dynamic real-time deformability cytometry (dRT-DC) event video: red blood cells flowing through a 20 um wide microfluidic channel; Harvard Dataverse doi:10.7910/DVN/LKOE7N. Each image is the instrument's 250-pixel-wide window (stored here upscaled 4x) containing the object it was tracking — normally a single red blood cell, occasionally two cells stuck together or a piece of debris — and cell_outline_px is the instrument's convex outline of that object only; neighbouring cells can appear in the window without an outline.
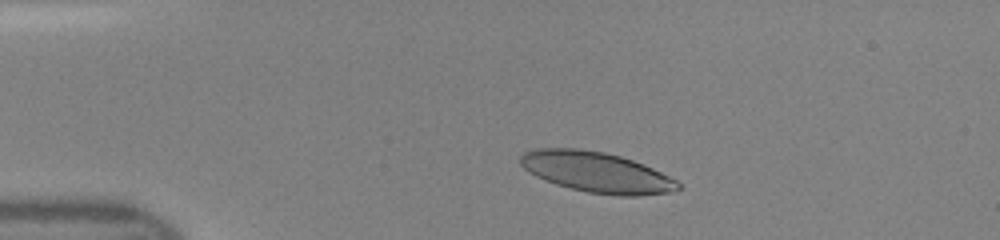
{"species": "human", "species_latin": "Homo sapiens", "temperature_condition": "room temperature", "stored_images_in_passage": 35, "camera_frame_rate_fps": 3000, "um_per_image_px": 0.085, "donor": {"sex": "female"}, "frame": {"image": 1, "passage_image": 6, "time_ms": 1.667, "image_size_px": [1000, 240], "cell_outline_px": [[680, 188], [672, 192], [640, 196], [620, 196], [588, 192], [556, 184], [536, 176], [528, 172], [520, 164], [520, 156], [524, 152], [536, 148], [580, 148], [604, 152], [620, 156], [644, 164], [676, 180], [680, 184]], "centroid_in_image_um": [50.7, 14.63], "position_along_channel_um": 34.3, "area_um2": 37.17}}
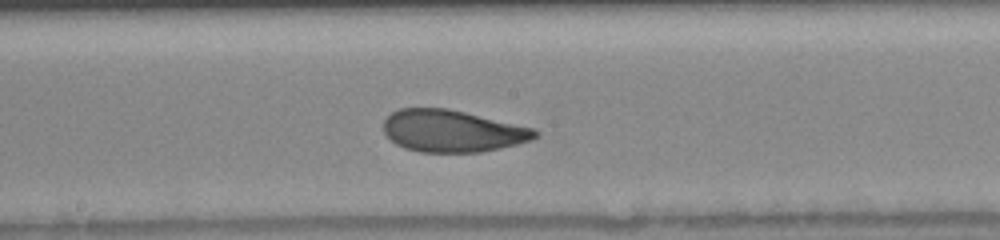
{"frame": {"image": 2, "passage_image": 22, "time_ms": 7.0, "image_size_px": [1000, 240], "cell_outline_px": [[540, 136], [532, 140], [500, 148], [480, 152], [420, 152], [404, 148], [396, 144], [384, 132], [384, 120], [392, 112], [400, 108], [448, 108], [536, 128], [540, 132]], "centroid_in_image_um": [38.49, 11.13], "position_along_channel_um": 209.7, "area_um2": 37.28}}
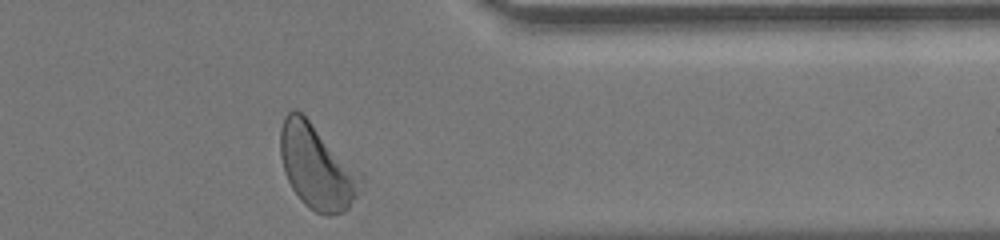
{"frame": {"image": 3, "passage_image": 35, "time_ms": 11.333, "image_size_px": [1000, 240], "cell_outline_px": [[364, 180], [356, 196], [348, 208], [344, 212], [328, 216], [316, 212], [304, 204], [300, 200], [292, 188], [284, 172], [280, 156], [280, 128], [284, 116], [292, 108], [296, 108], [364, 176]], "centroid_in_image_um": [26.91, 14.2], "position_along_channel_um": 384.5, "area_um2": 39.25}}